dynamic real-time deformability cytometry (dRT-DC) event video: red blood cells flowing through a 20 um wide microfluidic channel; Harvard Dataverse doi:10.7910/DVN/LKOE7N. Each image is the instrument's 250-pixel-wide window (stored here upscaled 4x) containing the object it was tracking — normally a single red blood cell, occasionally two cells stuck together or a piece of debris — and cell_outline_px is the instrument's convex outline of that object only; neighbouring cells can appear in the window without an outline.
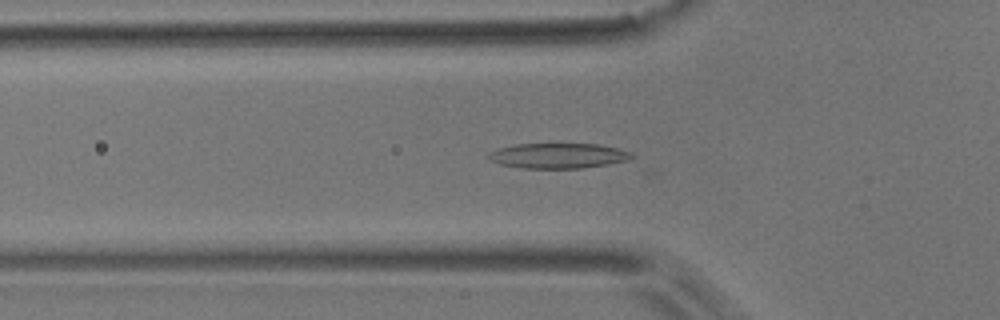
{"species": "common noctule bat (a hibernating species)", "species_latin": "Nyctalus noctula", "temperature_condition": "room temperature", "stored_images_in_passage": 30, "camera_frame_rate_fps": 3000, "um_per_image_px": 0.085, "animal": {"sex": "male", "body_mass_g": 17.9}, "frame": {"image": 1, "passage_image": 2, "time_ms": 0.333, "image_size_px": [1000, 320], "cell_outline_px": [[636, 156], [628, 160], [608, 164], [584, 168], [520, 168], [500, 164], [484, 156], [488, 152], [500, 148], [516, 144], [596, 144], [616, 148], [632, 152]], "centroid_in_image_um": [47.44, 13.24], "position_along_channel_um": 78.4, "area_um2": 21.04}}
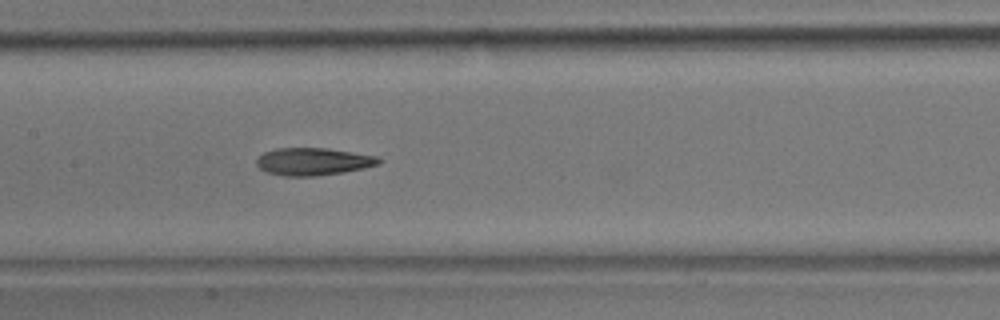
{"frame": {"image": 2, "passage_image": 10, "time_ms": 3.0, "image_size_px": [1000, 320], "cell_outline_px": [[384, 160], [380, 164], [364, 168], [316, 176], [284, 176], [264, 172], [256, 164], [256, 160], [264, 152], [276, 148], [328, 148], [376, 156]], "centroid_in_image_um": [26.61, 13.73], "position_along_channel_um": 180.8, "area_um2": 19.59}}
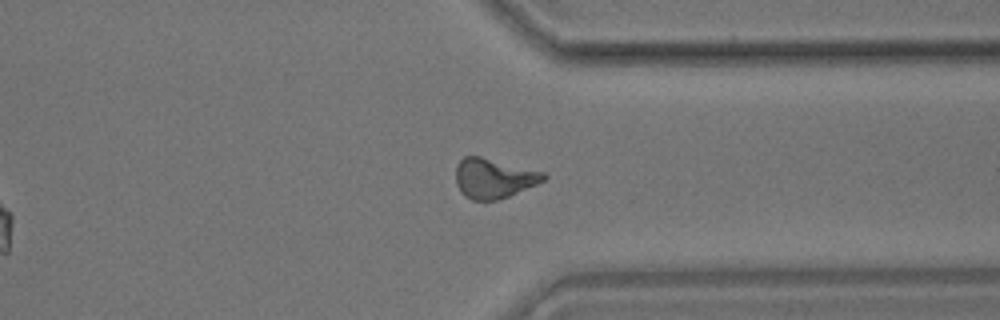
{"frame": {"image": 3, "passage_image": 25, "time_ms": 8.0, "image_size_px": [1000, 320], "cell_outline_px": [[548, 176], [544, 180], [536, 184], [508, 196], [496, 200], [472, 200], [464, 196], [460, 192], [456, 184], [456, 164], [464, 156], [480, 156], [544, 172]], "centroid_in_image_um": [41.93, 15.15], "position_along_channel_um": 369.5, "area_um2": 20.29}, "authors_computed_cell_mechanics": {"area_um2": 19.5653, "velocity_mm_per_s": 3.8024, "shape_relaxation_time_tau1_ms": null, "shape_relaxation_time_tau2_ms": 3.3801, "deformation_change_tau1": null, "deformation_change_tau2": 0.1265}}